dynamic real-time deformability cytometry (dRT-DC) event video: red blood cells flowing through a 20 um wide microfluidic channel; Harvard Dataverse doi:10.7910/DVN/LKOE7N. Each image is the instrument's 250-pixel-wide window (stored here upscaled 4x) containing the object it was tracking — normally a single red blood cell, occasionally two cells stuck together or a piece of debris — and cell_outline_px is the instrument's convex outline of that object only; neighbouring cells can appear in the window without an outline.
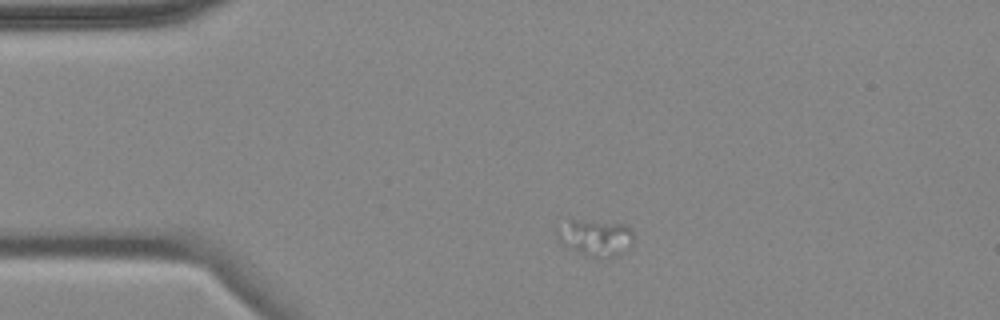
{"species": "common noctule bat (a hibernating species)", "species_latin": "Nyctalus noctula", "temperature_condition": "cold", "stored_images_in_passage": 3, "camera_frame_rate_fps": 3000, "um_per_image_px": 0.085, "animal": {"sex": "female", "body_mass_g": 18.4}, "frame": {"image": 1, "passage_image": 1, "time_ms": 0.0, "image_size_px": [1000, 320], "cell_outline_px": [[632, 244], [616, 256], [600, 260], [596, 260], [564, 244], [556, 236], [556, 228], [572, 220], [576, 220], [624, 224], [632, 228]], "centroid_in_image_um": [50.64, 20.23], "position_along_channel_um": 34.4, "area_um2": 16.07}}